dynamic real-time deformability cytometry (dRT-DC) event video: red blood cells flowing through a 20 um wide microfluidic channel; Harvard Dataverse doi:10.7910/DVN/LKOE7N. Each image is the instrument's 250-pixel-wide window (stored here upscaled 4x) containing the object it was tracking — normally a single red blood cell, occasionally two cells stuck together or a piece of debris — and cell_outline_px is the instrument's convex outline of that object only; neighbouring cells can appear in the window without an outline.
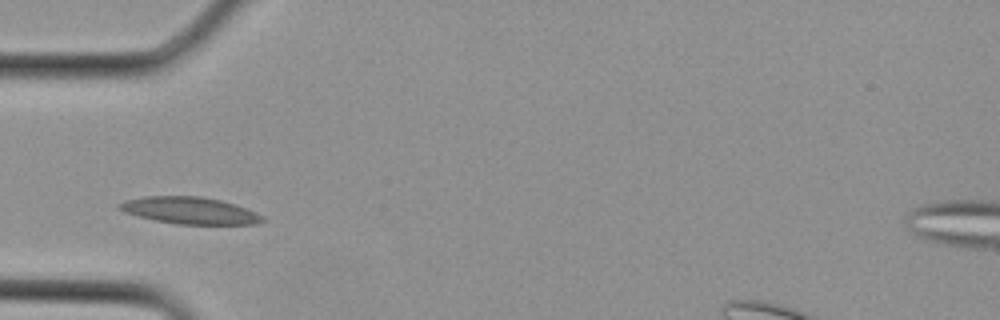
{"species": "Egyptian fruit bat (a non-hibernating species)", "species_latin": "Rousettus aegyptiacus", "temperature_condition": "cold", "stored_images_in_passage": 1, "camera_frame_rate_fps": 3000, "um_per_image_px": 0.085, "animal": {"sex": "female"}, "frame": {"image": 1, "passage_image": 1, "time_ms": 0.0, "image_size_px": [1000, 320], "cell_outline_px": [[264, 220], [256, 224], [180, 224], [156, 220], [124, 212], [116, 208], [116, 204], [124, 200], [144, 196], [200, 196], [220, 200], [244, 208], [264, 216]], "centroid_in_image_um": [16.07, 17.88], "position_along_channel_um": 68.9, "area_um2": 22.2}}